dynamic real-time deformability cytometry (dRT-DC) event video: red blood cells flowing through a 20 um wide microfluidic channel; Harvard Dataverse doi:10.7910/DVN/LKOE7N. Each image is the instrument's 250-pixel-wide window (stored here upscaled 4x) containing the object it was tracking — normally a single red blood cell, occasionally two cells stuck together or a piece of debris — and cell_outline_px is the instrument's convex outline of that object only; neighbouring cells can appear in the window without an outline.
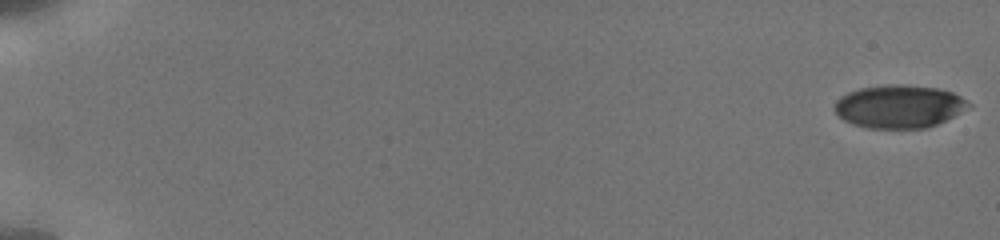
{"species": "human", "species_latin": "Homo sapiens", "temperature_condition": "cold", "stored_images_in_passage": 42, "camera_frame_rate_fps": 3000, "um_per_image_px": 0.085, "donor": {"sex": "male"}, "frame": {"image": 1, "passage_image": 1, "time_ms": 0.0, "image_size_px": [1000, 240], "cell_outline_px": [[972, 104], [960, 112], [928, 128], [868, 128], [852, 124], [844, 120], [832, 108], [836, 100], [840, 96], [848, 92], [860, 88], [888, 84], [904, 84], [936, 88], [952, 92], [960, 96]], "centroid_in_image_um": [76.38, 9.04], "position_along_channel_um": 8.6, "area_um2": 33.52}}
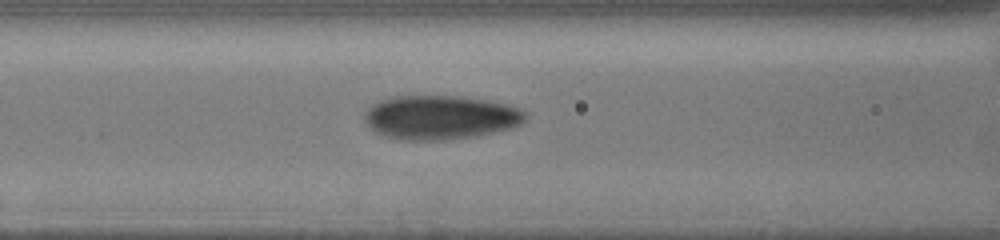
{"frame": {"image": 2, "passage_image": 17, "time_ms": 8.333, "image_size_px": [1000, 240], "cell_outline_px": [[528, 112], [524, 120], [520, 124], [512, 128], [476, 136], [444, 140], [396, 140], [376, 132], [364, 120], [364, 112], [372, 104], [380, 100], [392, 96], [460, 96], [488, 100], [508, 104]], "centroid_in_image_um": [37.43, 9.97], "position_along_channel_um": 129.2, "area_um2": 41.56}}
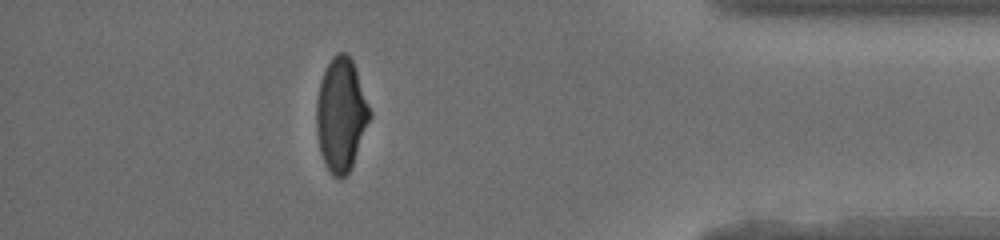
{"frame": {"image": 3, "passage_image": 34, "time_ms": 16.333, "image_size_px": [1000, 240], "cell_outline_px": [[372, 116], [352, 164], [348, 172], [340, 180], [332, 176], [320, 152], [316, 132], [316, 100], [320, 80], [332, 56], [336, 52], [344, 52], [352, 60], [372, 112]], "centroid_in_image_um": [28.98, 9.74], "position_along_channel_um": 406.2, "area_um2": 35.14}, "authors_computed_cell_mechanics": {"area_um2": 36.2117, "velocity_mm_per_s": 3.8495, "shape_relaxation_time_tau1_ms": 2.5591, "shape_relaxation_time_tau2_ms": 1.0384, "deformation_change_tau1": 0.0972, "deformation_change_tau2": 0.0459}}